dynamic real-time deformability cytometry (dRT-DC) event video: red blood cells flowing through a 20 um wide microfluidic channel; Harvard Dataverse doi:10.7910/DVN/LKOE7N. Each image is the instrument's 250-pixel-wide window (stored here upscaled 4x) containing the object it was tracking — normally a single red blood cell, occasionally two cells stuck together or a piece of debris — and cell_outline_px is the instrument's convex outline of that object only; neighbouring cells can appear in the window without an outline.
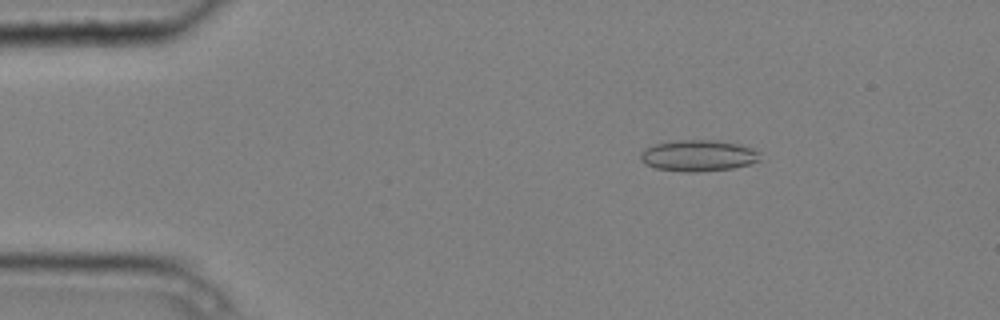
{"species": "common noctule bat (a hibernating species)", "species_latin": "Nyctalus noctula", "temperature_condition": "cold", "stored_images_in_passage": 2, "camera_frame_rate_fps": 3000, "um_per_image_px": 0.085, "animal": {"sex": "male", "body_mass_g": 20.4}, "frame": {"image": 1, "passage_image": 1, "time_ms": 0.0, "image_size_px": [1000, 320], "cell_outline_px": [[760, 160], [748, 164], [732, 168], [692, 172], [688, 172], [656, 168], [644, 164], [640, 160], [640, 152], [644, 148], [656, 144], [676, 140], [716, 140], [740, 144], [752, 148], [760, 152]], "centroid_in_image_um": [59.34, 13.22], "position_along_channel_um": 25.7, "area_um2": 21.79}}